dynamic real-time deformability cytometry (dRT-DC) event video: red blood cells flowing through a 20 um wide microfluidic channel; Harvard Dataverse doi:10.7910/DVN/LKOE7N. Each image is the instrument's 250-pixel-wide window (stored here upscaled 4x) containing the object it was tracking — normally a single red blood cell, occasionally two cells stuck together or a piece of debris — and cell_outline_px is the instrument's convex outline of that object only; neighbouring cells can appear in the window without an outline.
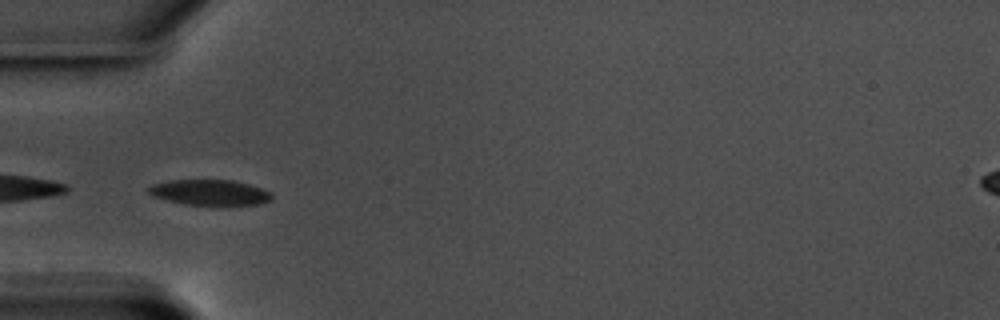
{"species": "common noctule bat (a hibernating species)", "species_latin": "Nyctalus noctula", "temperature_condition": "warm", "stored_images_in_passage": 55, "segment_of_instrument_passage": [2, 2], "camera_frame_rate_fps": 3000, "um_per_image_px": 0.085, "animal": {"sex": "male", "body_mass_g": 17.5, "forearm_length_mm": 52.3}, "frame": {"image": 1, "passage_image": 20, "time_ms": 6.333, "image_size_px": [1000, 320], "cell_outline_px": [[272, 200], [260, 204], [184, 204], [168, 200], [156, 196], [148, 192], [148, 188], [152, 184], [168, 180], [232, 180], [248, 184], [272, 192]], "centroid_in_image_um": [17.85, 16.34], "position_along_channel_um": 67.1, "area_um2": 17.98}}
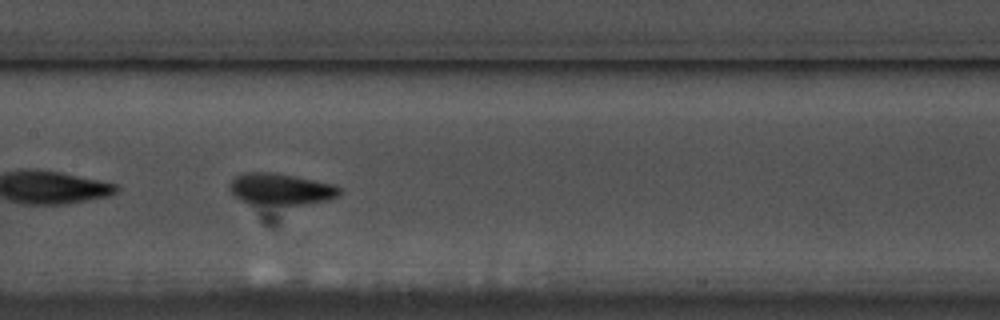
{"frame": {"image": 2, "passage_image": 30, "time_ms": 9.667, "image_size_px": [1000, 320], "cell_outline_px": [[340, 196], [328, 200], [304, 204], [248, 204], [240, 200], [228, 188], [228, 184], [236, 176], [244, 172], [272, 172], [296, 176], [332, 184], [340, 188]], "centroid_in_image_um": [23.84, 16.07], "position_along_channel_um": 183.6, "area_um2": 20.23}}
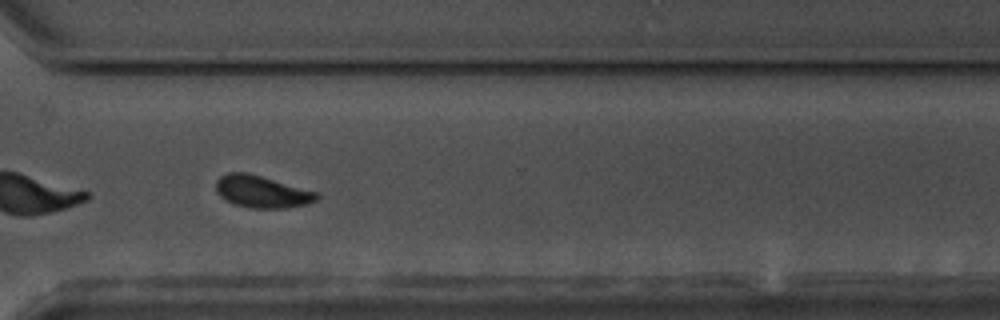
{"frame": {"image": 3, "passage_image": 44, "time_ms": 14.333, "image_size_px": [1000, 320], "cell_outline_px": [[320, 196], [316, 200], [304, 204], [284, 208], [252, 208], [236, 204], [220, 196], [216, 192], [216, 180], [220, 176], [228, 172], [248, 172], [320, 192]], "centroid_in_image_um": [22.28, 16.27], "position_along_channel_um": 348.3, "area_um2": 18.9}}